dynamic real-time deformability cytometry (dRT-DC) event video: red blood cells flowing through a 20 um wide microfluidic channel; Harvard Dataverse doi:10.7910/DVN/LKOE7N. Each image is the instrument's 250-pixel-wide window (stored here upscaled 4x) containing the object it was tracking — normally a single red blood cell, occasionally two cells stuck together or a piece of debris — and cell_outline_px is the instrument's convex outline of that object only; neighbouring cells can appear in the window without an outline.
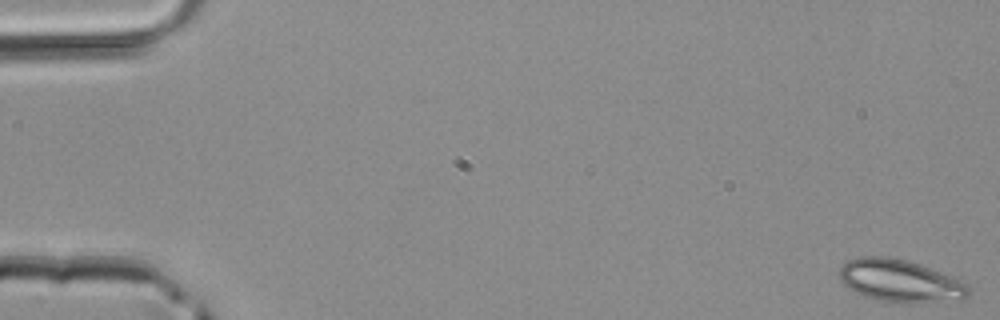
{"species": "common noctule bat (a hibernating species)", "species_latin": "Nyctalus noctula", "temperature_condition": "room temperature", "stored_images_in_passage": 13, "camera_frame_rate_fps": 3000, "um_per_image_px": 0.085, "animal": {"sex": "male", "body_mass_g": 20.4}, "frame": {"image": 1, "passage_image": 1, "time_ms": 0.0, "image_size_px": [1000, 320], "cell_outline_px": [[972, 292], [964, 300], [904, 304], [876, 300], [864, 296], [848, 288], [840, 280], [840, 268], [848, 260], [860, 256], [888, 256], [920, 264], [952, 276], [968, 284], [972, 288]], "centroid_in_image_um": [76.57, 23.9], "position_along_channel_um": 8.4, "area_um2": 32.54}}